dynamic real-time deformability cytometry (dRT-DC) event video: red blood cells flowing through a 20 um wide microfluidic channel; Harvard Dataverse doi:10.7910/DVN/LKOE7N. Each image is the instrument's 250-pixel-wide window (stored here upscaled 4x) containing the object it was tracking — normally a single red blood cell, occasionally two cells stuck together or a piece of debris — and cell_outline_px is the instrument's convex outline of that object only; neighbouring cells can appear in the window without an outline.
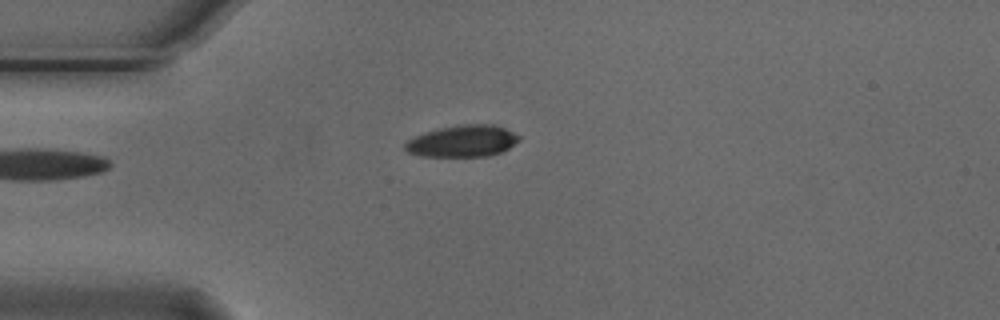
{"species": "Egyptian fruit bat (a non-hibernating species)", "species_latin": "Rousettus aegyptiacus", "temperature_condition": "cold", "stored_images_in_passage": 42, "camera_frame_rate_fps": 3000, "um_per_image_px": 0.085, "animal": {"sex": "male"}, "frame": {"image": 1, "passage_image": 1, "time_ms": 0.0, "image_size_px": [1000, 320], "cell_outline_px": [[520, 140], [508, 148], [500, 152], [488, 156], [424, 156], [408, 152], [404, 148], [404, 144], [412, 136], [424, 132], [440, 128], [460, 124], [492, 124], [504, 128], [520, 136]], "centroid_in_image_um": [39.29, 11.98], "position_along_channel_um": 45.7, "area_um2": 20.98}}
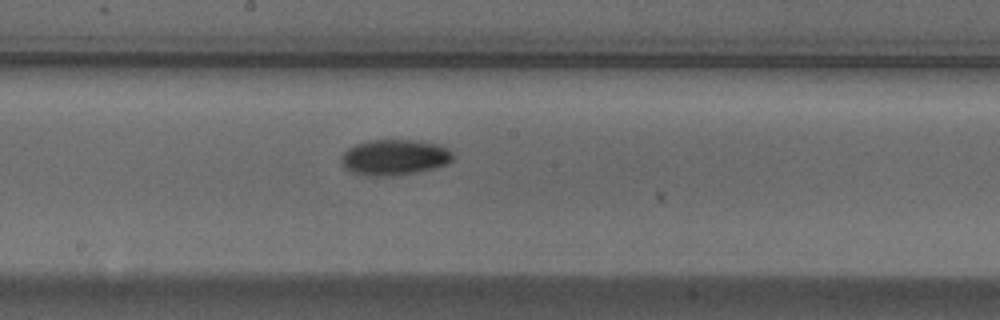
{"frame": {"image": 2, "passage_image": 16, "time_ms": 5.0, "image_size_px": [1000, 320], "cell_outline_px": [[452, 160], [444, 164], [432, 168], [400, 176], [368, 176], [352, 172], [344, 168], [340, 160], [340, 156], [348, 148], [356, 144], [368, 140], [412, 140], [440, 144], [448, 148], [452, 152]], "centroid_in_image_um": [33.49, 13.37], "position_along_channel_um": 214.7, "area_um2": 23.35}}
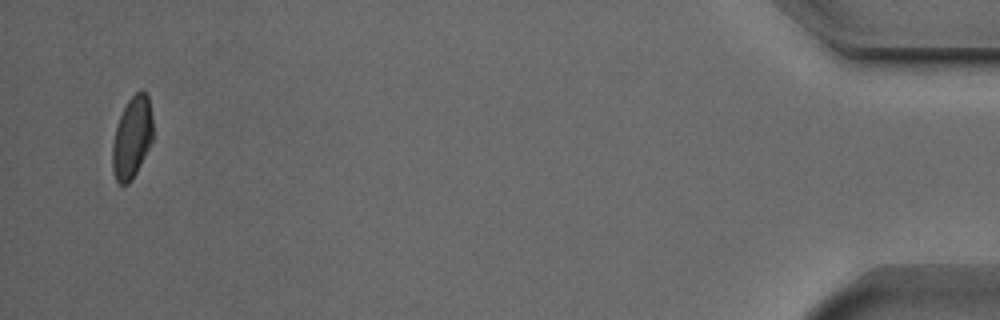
{"frame": {"image": 3, "passage_image": 40, "time_ms": 13.0, "image_size_px": [1000, 320], "cell_outline_px": [[152, 140], [132, 180], [128, 184], [120, 184], [116, 180], [112, 172], [112, 144], [116, 124], [128, 100], [140, 88], [148, 96], [152, 116]], "centroid_in_image_um": [11.2, 11.68], "position_along_channel_um": 424.0, "area_um2": 19.25}, "authors_computed_cell_mechanics": {"area_um2": 21.1259, "velocity_mm_per_s": 3.7281, "shape_relaxation_time_tau1_ms": 3.4602, "shape_relaxation_time_tau2_ms": null, "deformation_change_tau1": 0.0977, "deformation_change_tau2": null}}